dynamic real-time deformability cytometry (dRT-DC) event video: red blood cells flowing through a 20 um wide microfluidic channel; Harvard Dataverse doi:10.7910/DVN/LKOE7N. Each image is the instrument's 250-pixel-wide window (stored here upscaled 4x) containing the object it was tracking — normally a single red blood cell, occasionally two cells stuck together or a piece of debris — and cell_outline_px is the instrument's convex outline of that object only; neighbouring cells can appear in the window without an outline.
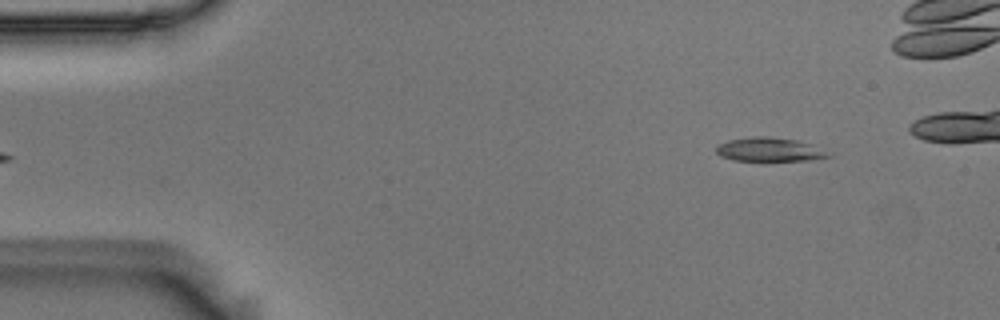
{"species": "Egyptian fruit bat (a non-hibernating species)", "species_latin": "Rousettus aegyptiacus", "temperature_condition": "room temperature", "stored_images_in_passage": 5, "segment_of_instrument_passage": [2, 2], "camera_frame_rate_fps": 3000, "um_per_image_px": 0.085, "animal": {"sex": "male"}, "frame": {"image": 1, "passage_image": 5, "time_ms": 1.333, "image_size_px": [1000, 320], "cell_outline_px": [[832, 156], [812, 160], [732, 160], [720, 156], [716, 152], [716, 144], [728, 140], [752, 136], [772, 136], [796, 140], [808, 144]], "centroid_in_image_um": [65.28, 12.7], "position_along_channel_um": 19.7, "area_um2": 15.32}}